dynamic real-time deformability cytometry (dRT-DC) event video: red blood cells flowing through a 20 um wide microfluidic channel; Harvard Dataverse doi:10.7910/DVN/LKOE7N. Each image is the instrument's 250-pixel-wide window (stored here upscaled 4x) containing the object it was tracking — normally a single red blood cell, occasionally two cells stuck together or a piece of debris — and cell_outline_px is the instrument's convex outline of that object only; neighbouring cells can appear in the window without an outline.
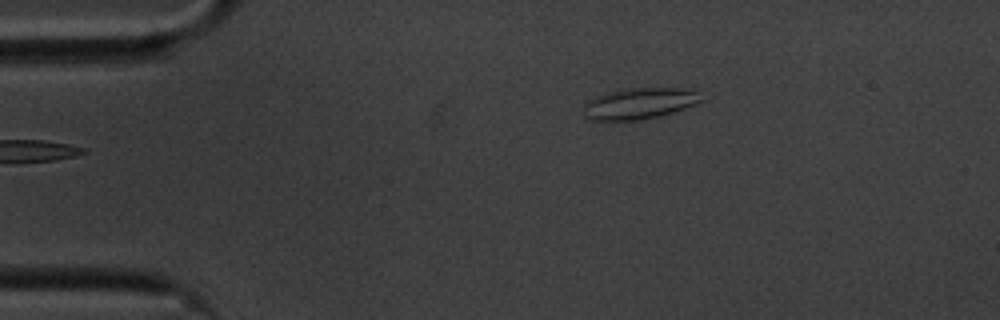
{"species": "common noctule bat (a hibernating species)", "species_latin": "Nyctalus noctula", "temperature_condition": "cold", "stored_images_in_passage": 48, "camera_frame_rate_fps": 3000, "um_per_image_px": 0.085, "animal": {"sex": "male", "body_mass_g": 20.1, "forearm_length_mm": 53.5}, "frame": {"image": 1, "passage_image": 1, "time_ms": 0.0, "image_size_px": [1000, 320], "cell_outline_px": [[704, 100], [684, 108], [660, 116], [640, 120], [588, 120], [584, 116], [584, 104], [588, 100], [596, 96], [608, 92], [632, 88], [680, 88], [696, 92]], "centroid_in_image_um": [54.3, 8.8], "position_along_channel_um": 30.7, "area_um2": 21.15}}
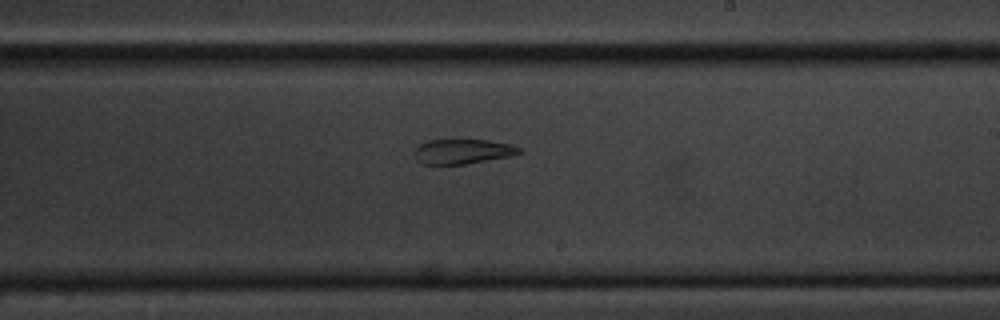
{"frame": {"image": 2, "passage_image": 24, "time_ms": 7.667, "image_size_px": [1000, 320], "cell_outline_px": [[524, 152], [508, 156], [464, 164], [420, 164], [416, 160], [416, 148], [420, 144], [428, 140], [488, 140], [512, 144], [520, 148]], "centroid_in_image_um": [39.33, 12.87], "position_along_channel_um": 249.7, "area_um2": 14.97}}
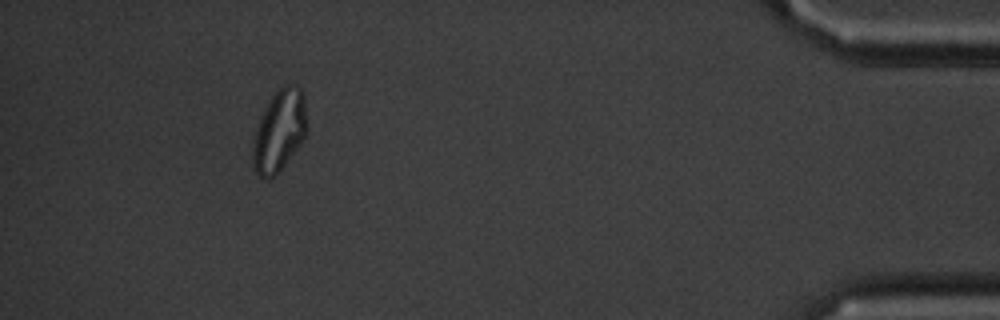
{"frame": {"image": 3, "passage_image": 43, "time_ms": 14.0, "image_size_px": [1000, 320], "cell_outline_px": [[308, 128], [304, 140], [276, 176], [268, 180], [260, 176], [256, 172], [252, 164], [252, 148], [260, 116], [264, 108], [272, 96], [284, 84], [296, 84], [304, 92], [308, 124]], "centroid_in_image_um": [23.78, 11.12], "position_along_channel_um": 411.4, "area_um2": 26.24}, "authors_computed_cell_mechanics": {"area_um2": 18.6405, "velocity_mm_per_s": 3.4967, "shape_relaxation_time_tau1_ms": null, "shape_relaxation_time_tau2_ms": 2.9214, "deformation_change_tau1": null, "deformation_change_tau2": 0.0799}}